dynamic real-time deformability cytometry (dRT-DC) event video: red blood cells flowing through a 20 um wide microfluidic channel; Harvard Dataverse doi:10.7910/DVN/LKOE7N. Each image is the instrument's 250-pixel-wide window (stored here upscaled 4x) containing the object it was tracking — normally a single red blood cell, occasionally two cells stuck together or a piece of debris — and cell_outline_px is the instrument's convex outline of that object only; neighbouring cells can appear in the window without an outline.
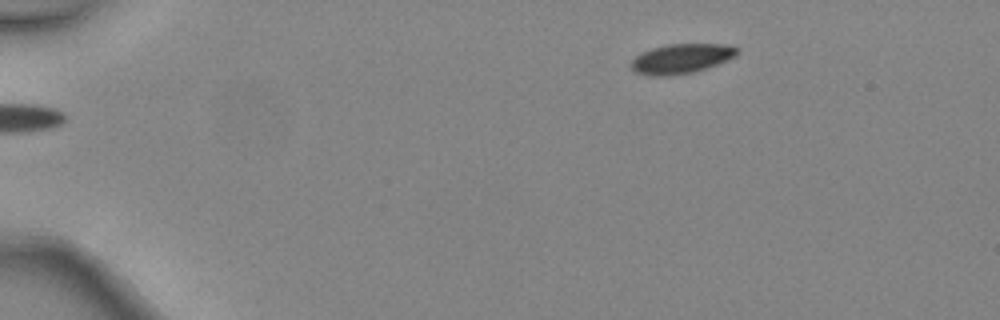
{"species": "common noctule bat (a hibernating species)", "species_latin": "Nyctalus noctula", "temperature_condition": "warm", "stored_images_in_passage": 5, "camera_frame_rate_fps": 3000, "um_per_image_px": 0.085, "animal": {"sex": "female", "body_mass_g": 24.6, "forearm_length_mm": 56.2}, "frame": {"image": 1, "passage_image": 5, "time_ms": 1.333, "image_size_px": [1000, 320], "cell_outline_px": [[740, 52], [736, 56], [728, 60], [692, 72], [668, 76], [656, 76], [636, 72], [628, 64], [640, 52], [652, 48], [668, 44], [724, 44], [740, 48]], "centroid_in_image_um": [57.91, 4.97], "position_along_channel_um": 27.1, "area_um2": 18.32}}